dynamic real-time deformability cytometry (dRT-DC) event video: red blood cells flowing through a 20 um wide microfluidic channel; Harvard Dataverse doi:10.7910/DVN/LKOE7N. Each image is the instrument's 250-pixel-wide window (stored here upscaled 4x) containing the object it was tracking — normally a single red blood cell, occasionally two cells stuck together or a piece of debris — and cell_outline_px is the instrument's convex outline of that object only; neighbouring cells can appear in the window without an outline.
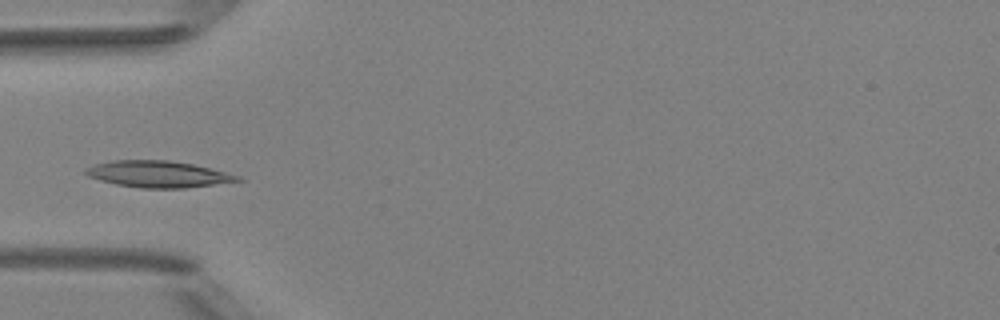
{"species": "Egyptian fruit bat (a non-hibernating species)", "species_latin": "Rousettus aegyptiacus", "temperature_condition": "room temperature", "stored_images_in_passage": 5, "camera_frame_rate_fps": 3000, "um_per_image_px": 0.085, "animal": {"sex": "female"}, "frame": {"image": 1, "passage_image": 4, "time_ms": 4.333, "image_size_px": [1000, 320], "cell_outline_px": [[244, 180], [184, 188], [140, 188], [116, 184], [100, 180], [88, 176], [84, 172], [84, 168], [92, 164], [112, 160], [168, 160], [192, 164], [240, 176]], "centroid_in_image_um": [13.37, 14.8], "position_along_channel_um": 71.6, "area_um2": 23.35}}
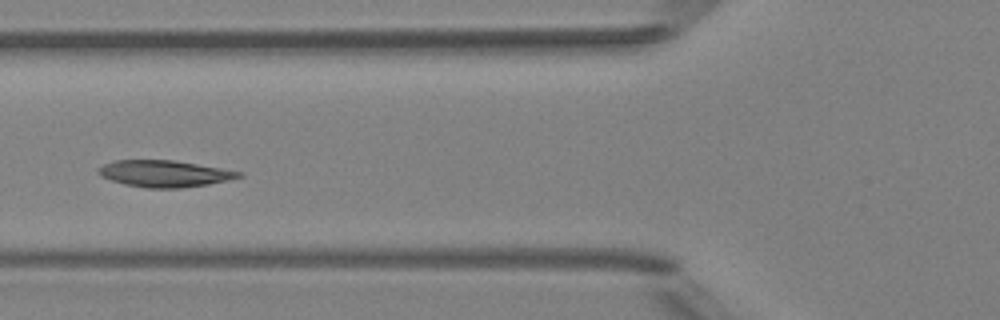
{"frame": {"image": 2, "passage_image": 5, "time_ms": 5.333, "image_size_px": [1000, 320], "cell_outline_px": [[244, 176], [228, 180], [208, 184], [184, 188], [148, 188], [124, 184], [100, 176], [96, 172], [96, 168], [104, 164], [116, 160], [172, 160], [244, 172]], "centroid_in_image_um": [13.96, 14.76], "position_along_channel_um": 111.8, "area_um2": 21.79}}